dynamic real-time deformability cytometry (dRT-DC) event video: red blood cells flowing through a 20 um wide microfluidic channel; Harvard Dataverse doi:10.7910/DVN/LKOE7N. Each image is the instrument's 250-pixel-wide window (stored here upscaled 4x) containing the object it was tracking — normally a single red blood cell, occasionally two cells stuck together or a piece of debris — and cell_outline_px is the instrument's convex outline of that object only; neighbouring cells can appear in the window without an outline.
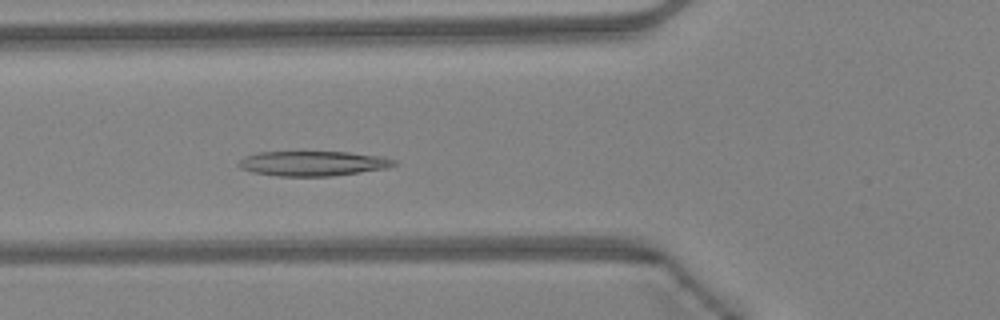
{"species": "Egyptian fruit bat (a non-hibernating species)", "species_latin": "Rousettus aegyptiacus", "temperature_condition": "warm", "stored_images_in_passage": 48, "camera_frame_rate_fps": 3000, "um_per_image_px": 0.085, "animal": {"sex": "female"}, "frame": {"image": 1, "passage_image": 18, "time_ms": 5.667, "image_size_px": [1000, 320], "cell_outline_px": [[396, 164], [388, 168], [332, 176], [276, 176], [252, 172], [240, 168], [236, 164], [244, 156], [256, 152], [348, 152], [384, 156], [396, 160]], "centroid_in_image_um": [26.59, 13.89], "position_along_channel_um": 99.2, "area_um2": 22.72}}
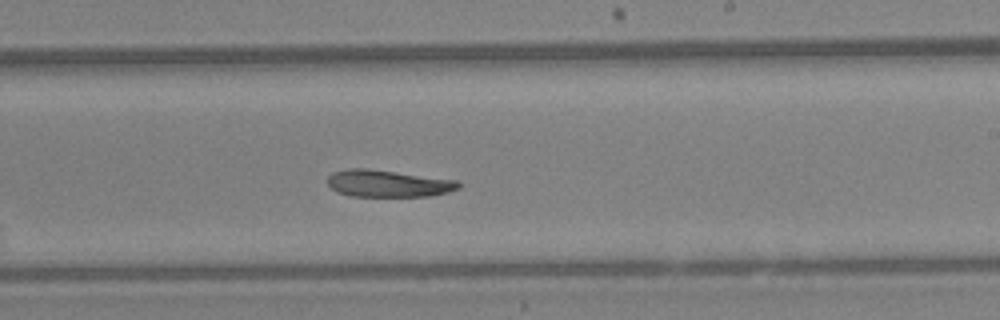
{"frame": {"image": 2, "passage_image": 29, "time_ms": 9.333, "image_size_px": [1000, 320], "cell_outline_px": [[460, 188], [448, 192], [428, 196], [352, 196], [336, 192], [328, 184], [328, 176], [332, 172], [348, 168], [368, 168], [460, 180]], "centroid_in_image_um": [33.0, 15.58], "position_along_channel_um": 256.0, "area_um2": 20.81}}
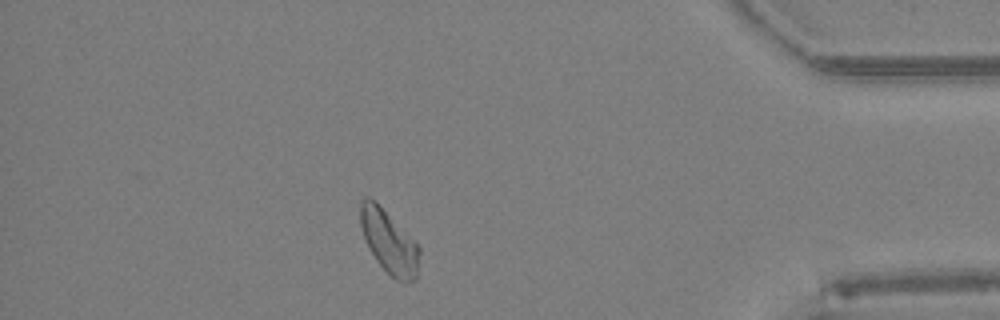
{"frame": {"image": 3, "passage_image": 42, "time_ms": 13.667, "image_size_px": [1000, 320], "cell_outline_px": [[420, 252], [416, 280], [396, 280], [376, 260], [364, 236], [360, 224], [360, 200], [364, 196], [368, 196], [420, 248]], "centroid_in_image_um": [33.05, 20.58], "position_along_channel_um": 402.2, "area_um2": 20.52}}